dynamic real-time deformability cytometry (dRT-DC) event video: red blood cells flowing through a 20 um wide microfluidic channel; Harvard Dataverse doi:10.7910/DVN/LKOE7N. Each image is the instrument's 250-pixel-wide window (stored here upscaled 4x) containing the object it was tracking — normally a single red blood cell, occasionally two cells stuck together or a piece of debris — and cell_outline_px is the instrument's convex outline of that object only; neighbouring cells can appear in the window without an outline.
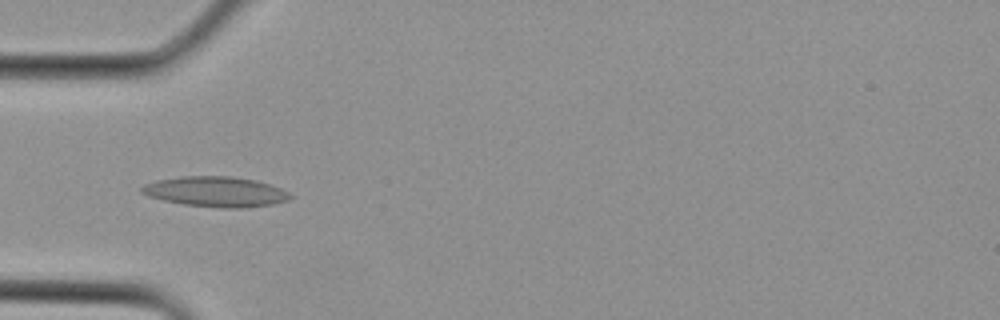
{"species": "Egyptian fruit bat (a non-hibernating species)", "species_latin": "Rousettus aegyptiacus", "temperature_condition": "cold", "stored_images_in_passage": 18, "camera_frame_rate_fps": 3000, "um_per_image_px": 0.085, "animal": {"sex": "female"}, "frame": {"image": 1, "passage_image": 9, "time_ms": 2.667, "image_size_px": [1000, 320], "cell_outline_px": [[292, 196], [288, 200], [272, 204], [244, 208], [220, 208], [184, 204], [164, 200], [148, 196], [140, 192], [140, 188], [144, 184], [156, 180], [180, 176], [232, 176], [256, 180], [280, 188], [288, 192]], "centroid_in_image_um": [18.31, 16.29], "position_along_channel_um": 66.7, "area_um2": 26.18}}
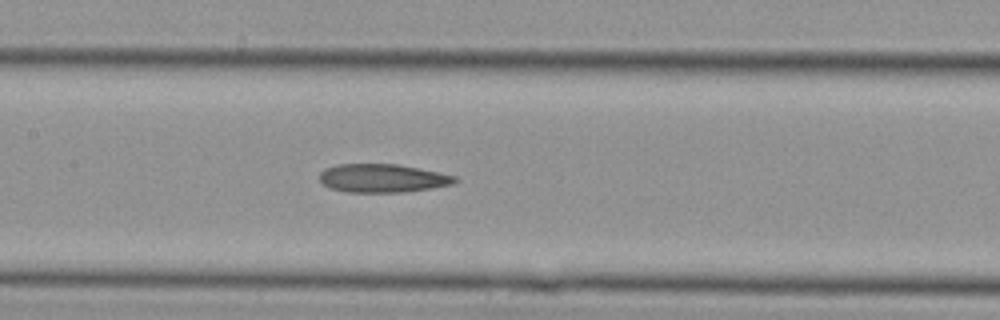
{"frame": {"image": 2, "passage_image": 14, "time_ms": 4.333, "image_size_px": [1000, 320], "cell_outline_px": [[460, 180], [452, 184], [432, 188], [404, 192], [348, 192], [332, 188], [324, 184], [320, 180], [320, 172], [324, 168], [336, 164], [396, 164], [456, 176]], "centroid_in_image_um": [32.51, 15.14], "position_along_channel_um": 174.9, "area_um2": 22.25}}
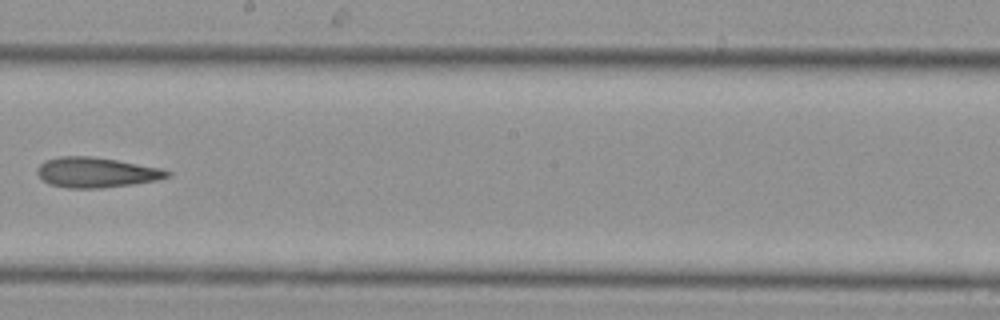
{"frame": {"image": 3, "passage_image": 17, "time_ms": 5.333, "image_size_px": [1000, 320], "cell_outline_px": [[172, 172], [168, 176], [156, 180], [132, 184], [100, 188], [68, 188], [48, 184], [36, 172], [36, 168], [44, 160], [60, 156], [92, 156], [116, 160], [160, 168]], "centroid_in_image_um": [8.13, 14.65], "position_along_channel_um": 240.1, "area_um2": 22.72}}